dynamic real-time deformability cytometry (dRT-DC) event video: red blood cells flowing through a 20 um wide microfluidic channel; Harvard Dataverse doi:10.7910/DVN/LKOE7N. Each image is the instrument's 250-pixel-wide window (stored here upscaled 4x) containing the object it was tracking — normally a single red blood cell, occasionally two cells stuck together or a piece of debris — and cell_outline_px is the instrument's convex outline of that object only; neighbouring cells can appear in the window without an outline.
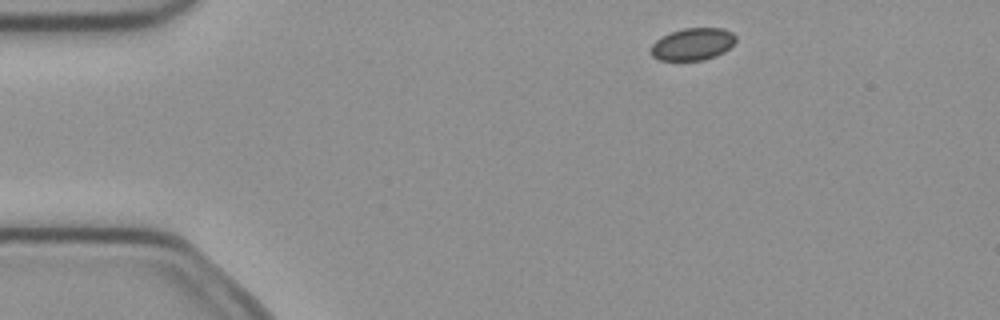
{"species": "common noctule bat (a hibernating species)", "species_latin": "Nyctalus noctula", "temperature_condition": "cold", "stored_images_in_passage": 3, "camera_frame_rate_fps": 3000, "um_per_image_px": 0.085, "animal": {"sex": "female", "body_mass_g": 21.9}, "frame": {"image": 1, "passage_image": 1, "time_ms": 0.0, "image_size_px": [1000, 320], "cell_outline_px": [[736, 40], [724, 52], [716, 56], [704, 60], [660, 60], [652, 56], [648, 52], [648, 48], [660, 36], [684, 28], [724, 28], [732, 32], [736, 36]], "centroid_in_image_um": [58.84, 3.75], "position_along_channel_um": 26.2, "area_um2": 16.13}}